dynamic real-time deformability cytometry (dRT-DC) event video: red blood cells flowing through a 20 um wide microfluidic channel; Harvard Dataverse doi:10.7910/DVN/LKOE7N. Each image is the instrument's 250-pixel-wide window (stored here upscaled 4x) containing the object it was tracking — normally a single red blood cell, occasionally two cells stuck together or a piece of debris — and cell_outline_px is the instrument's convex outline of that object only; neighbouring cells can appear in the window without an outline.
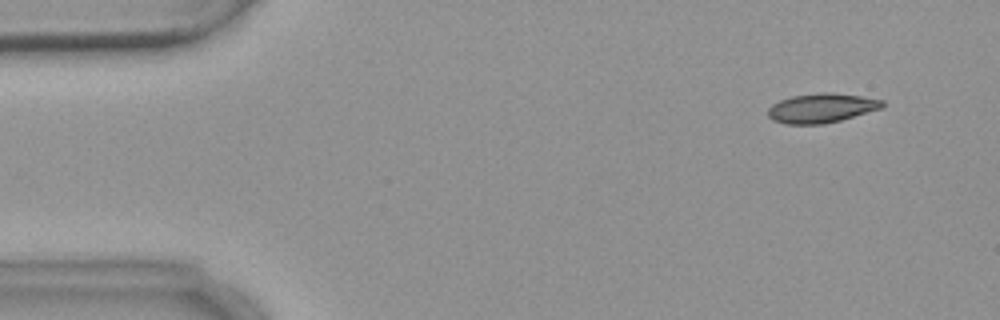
{"species": "common noctule bat (a hibernating species)", "species_latin": "Nyctalus noctula", "temperature_condition": "warm", "stored_images_in_passage": 5, "camera_frame_rate_fps": 3000, "um_per_image_px": 0.085, "animal": {"sex": "female", "body_mass_g": 18.4}, "frame": {"image": 1, "passage_image": 2, "time_ms": 1.0, "image_size_px": [1000, 320], "cell_outline_px": [[884, 104], [880, 108], [840, 120], [824, 124], [784, 124], [772, 120], [768, 116], [768, 108], [772, 104], [780, 100], [792, 96], [820, 92], [832, 92], [860, 96], [884, 100]], "centroid_in_image_um": [69.78, 9.18], "position_along_channel_um": 15.2, "area_um2": 19.48}}
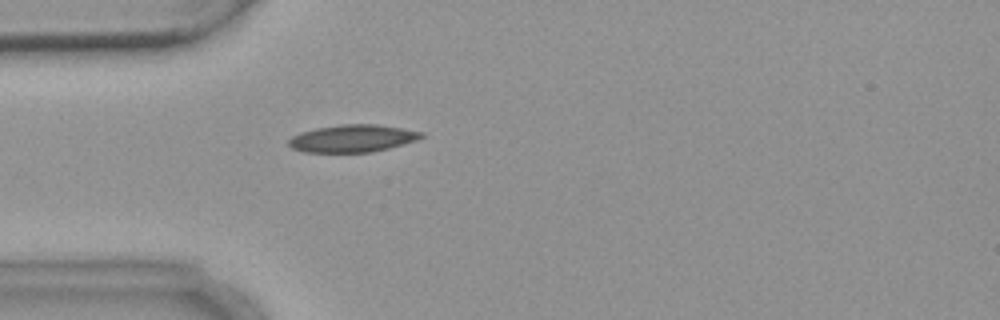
{"frame": {"image": 2, "passage_image": 5, "time_ms": 4.667, "image_size_px": [1000, 320], "cell_outline_px": [[424, 136], [416, 140], [388, 148], [372, 152], [304, 152], [292, 148], [288, 144], [288, 140], [292, 136], [300, 132], [316, 128], [344, 124], [376, 124], [424, 132]], "centroid_in_image_um": [29.94, 11.76], "position_along_channel_um": 55.1, "area_um2": 21.04}}